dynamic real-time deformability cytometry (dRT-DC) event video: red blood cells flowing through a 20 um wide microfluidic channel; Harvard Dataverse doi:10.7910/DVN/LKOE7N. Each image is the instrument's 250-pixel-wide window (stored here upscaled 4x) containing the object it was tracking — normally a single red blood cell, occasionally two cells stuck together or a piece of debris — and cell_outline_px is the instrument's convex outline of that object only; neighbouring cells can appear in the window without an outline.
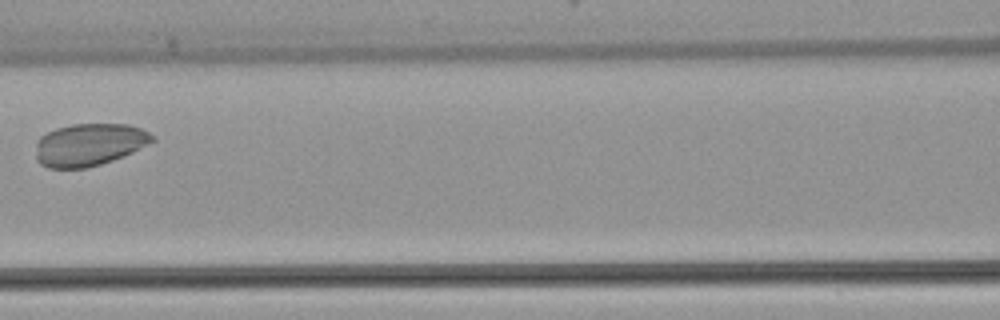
{"species": "common noctule bat (a hibernating species)", "species_latin": "Nyctalus noctula", "temperature_condition": "warm", "stored_images_in_passage": 5, "camera_frame_rate_fps": 3000, "um_per_image_px": 0.085, "animal": {"sex": "female", "body_mass_g": 22.7, "forearm_length_mm": 54.2}, "frame": {"image": 1, "passage_image": 5, "time_ms": 4.667, "image_size_px": [1000, 320], "cell_outline_px": [[156, 140], [132, 152], [112, 160], [100, 164], [84, 168], [48, 168], [40, 164], [36, 160], [36, 140], [40, 136], [56, 128], [72, 124], [128, 124], [140, 128], [156, 136]], "centroid_in_image_um": [7.56, 12.29], "position_along_channel_um": 159.0, "area_um2": 28.9}}